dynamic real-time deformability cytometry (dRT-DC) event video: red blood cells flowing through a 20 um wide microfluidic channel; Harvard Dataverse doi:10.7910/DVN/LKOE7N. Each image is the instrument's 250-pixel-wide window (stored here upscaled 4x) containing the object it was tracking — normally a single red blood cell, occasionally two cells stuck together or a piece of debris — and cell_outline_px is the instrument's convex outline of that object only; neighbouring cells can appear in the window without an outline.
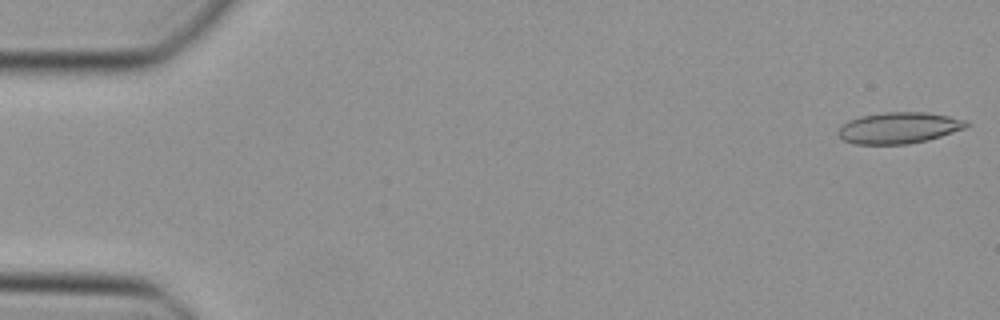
{"species": "Egyptian fruit bat (a non-hibernating species)", "species_latin": "Rousettus aegyptiacus", "temperature_condition": "cold", "stored_images_in_passage": 5, "camera_frame_rate_fps": 3000, "um_per_image_px": 0.085, "animal": {"sex": "female"}, "frame": {"image": 1, "passage_image": 1, "time_ms": 0.0, "image_size_px": [1000, 320], "cell_outline_px": [[972, 124], [964, 128], [928, 140], [908, 144], [856, 144], [844, 140], [836, 132], [848, 120], [860, 116], [884, 112], [924, 112], [948, 116], [968, 120]], "centroid_in_image_um": [76.42, 10.86], "position_along_channel_um": 8.6, "area_um2": 23.29}}